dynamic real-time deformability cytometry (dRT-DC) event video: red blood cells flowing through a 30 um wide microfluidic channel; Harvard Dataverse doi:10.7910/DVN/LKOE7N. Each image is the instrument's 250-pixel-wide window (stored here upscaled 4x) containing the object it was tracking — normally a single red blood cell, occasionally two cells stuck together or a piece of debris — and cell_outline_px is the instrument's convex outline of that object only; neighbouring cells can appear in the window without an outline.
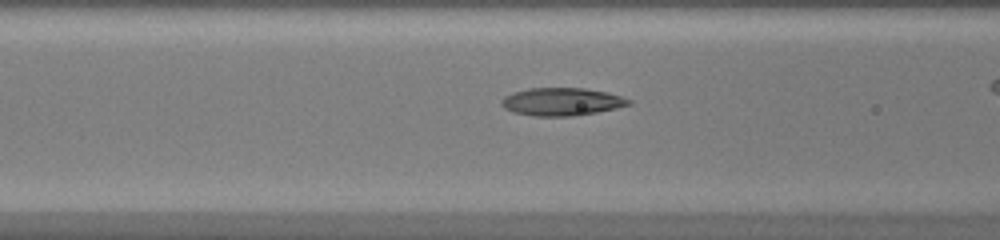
{"species": "common noctule bat (a hibernating species)", "species_latin": "Nyctalus noctula", "temperature_condition": "warm", "stored_images_in_passage": 37, "camera_frame_rate_fps": 3000, "um_per_image_px": 0.085, "animal": {"sex": "female", "body_mass_g": 20.0, "forearm_length_mm": 54.0}, "frame": {"image": 1, "passage_image": 19, "time_ms": 6.0, "image_size_px": [1000, 240], "cell_outline_px": [[632, 104], [616, 108], [596, 112], [572, 116], [532, 116], [512, 112], [504, 108], [500, 104], [500, 100], [504, 96], [512, 92], [528, 88], [584, 88], [608, 92], [632, 100]], "centroid_in_image_um": [47.71, 8.64], "position_along_channel_um": 118.9, "area_um2": 20.81}}
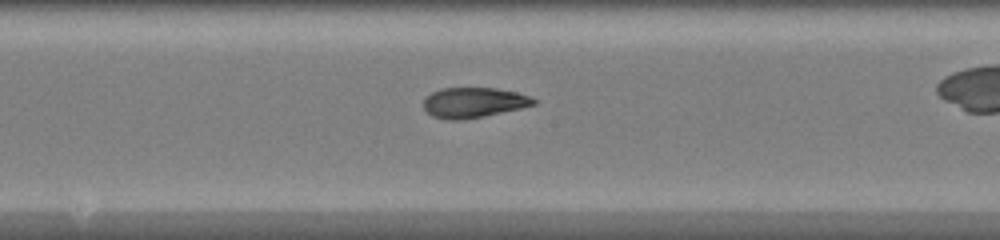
{"frame": {"image": 2, "passage_image": 25, "time_ms": 8.0, "image_size_px": [1000, 240], "cell_outline_px": [[536, 104], [520, 108], [484, 116], [464, 120], [448, 120], [432, 116], [424, 108], [424, 96], [440, 88], [496, 88], [516, 92], [528, 96], [536, 100]], "centroid_in_image_um": [40.22, 8.72], "position_along_channel_um": 208.0, "area_um2": 19.36}}
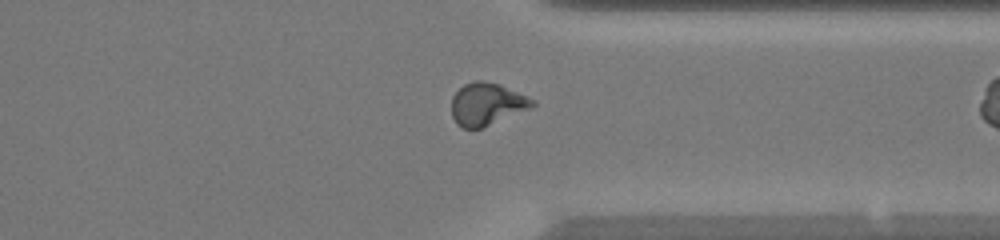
{"frame": {"image": 3, "passage_image": 36, "time_ms": 11.667, "image_size_px": [1000, 240], "cell_outline_px": [[536, 104], [532, 108], [480, 128], [464, 128], [456, 124], [452, 116], [452, 96], [464, 84], [476, 80], [484, 80], [500, 84], [536, 100]], "centroid_in_image_um": [41.39, 8.83], "position_along_channel_um": 370.0, "area_um2": 20.0}}